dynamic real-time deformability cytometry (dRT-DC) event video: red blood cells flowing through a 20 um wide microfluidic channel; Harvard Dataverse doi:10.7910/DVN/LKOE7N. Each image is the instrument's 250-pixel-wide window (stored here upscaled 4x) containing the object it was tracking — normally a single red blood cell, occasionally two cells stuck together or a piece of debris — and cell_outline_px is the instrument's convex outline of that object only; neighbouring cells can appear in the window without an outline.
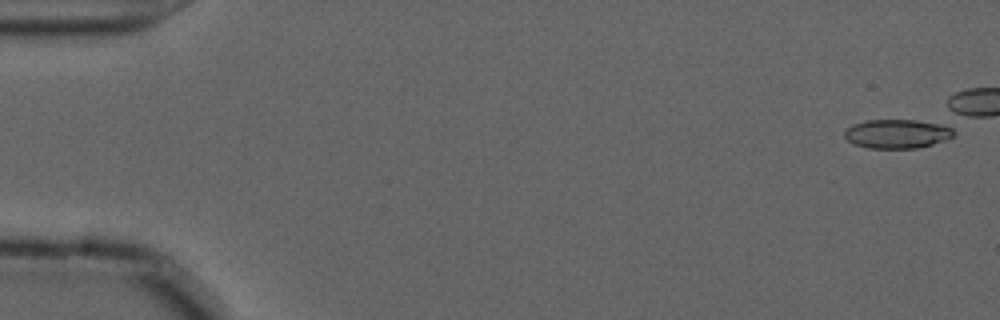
{"species": "common noctule bat (a hibernating species)", "species_latin": "Nyctalus noctula", "temperature_condition": "cold", "stored_images_in_passage": 1, "camera_frame_rate_fps": 3000, "um_per_image_px": 0.085, "animal": {"sex": "male", "forearm_length_mm": 52.5}, "frame": {"image": 1, "passage_image": 1, "time_ms": 0.0, "image_size_px": [1000, 320], "cell_outline_px": [[956, 132], [952, 136], [944, 140], [932, 144], [916, 148], [868, 148], [852, 144], [844, 136], [844, 132], [852, 124], [864, 120], [916, 120], [952, 124]], "centroid_in_image_um": [76.3, 11.35], "position_along_channel_um": 8.7, "area_um2": 18.84}}